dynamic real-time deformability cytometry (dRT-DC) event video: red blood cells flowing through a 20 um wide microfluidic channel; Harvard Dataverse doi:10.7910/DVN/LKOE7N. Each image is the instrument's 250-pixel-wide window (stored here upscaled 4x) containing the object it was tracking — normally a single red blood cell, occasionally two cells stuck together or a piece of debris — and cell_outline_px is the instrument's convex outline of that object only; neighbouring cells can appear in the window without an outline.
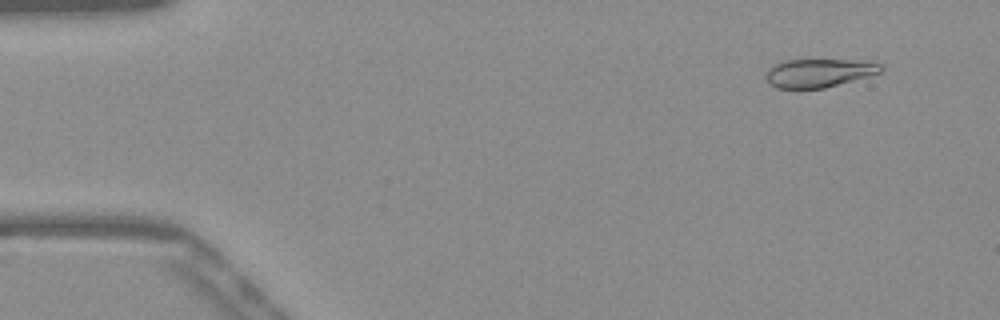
{"species": "Egyptian fruit bat (a non-hibernating species)", "species_latin": "Rousettus aegyptiacus", "temperature_condition": "warm", "stored_images_in_passage": 51, "camera_frame_rate_fps": 3000, "um_per_image_px": 0.085, "frame": {"image": 1, "passage_image": 4, "time_ms": 1.0, "image_size_px": [1000, 320], "cell_outline_px": [[884, 68], [880, 72], [868, 76], [824, 88], [776, 88], [768, 80], [764, 72], [768, 68], [784, 60], [868, 60], [884, 64]], "centroid_in_image_um": [69.65, 6.18], "position_along_channel_um": 15.3, "area_um2": 19.07}}
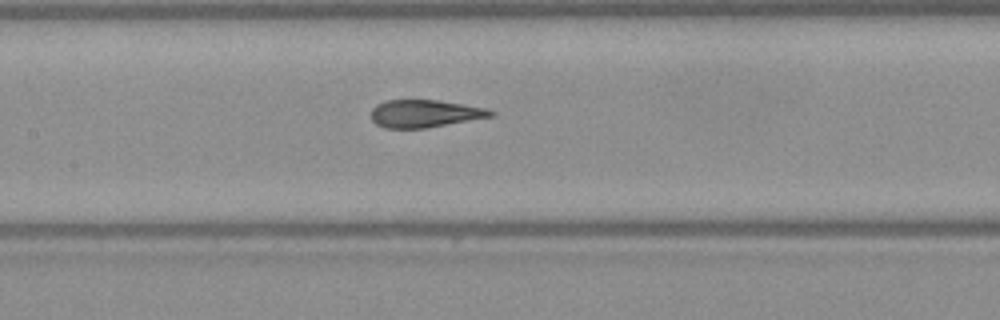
{"frame": {"image": 2, "passage_image": 24, "time_ms": 7.667, "image_size_px": [1000, 320], "cell_outline_px": [[496, 116], [424, 128], [384, 128], [376, 124], [372, 120], [372, 108], [376, 104], [384, 100], [440, 100], [488, 108], [496, 112]], "centroid_in_image_um": [36.14, 9.64], "position_along_channel_um": 171.3, "area_um2": 19.42}}
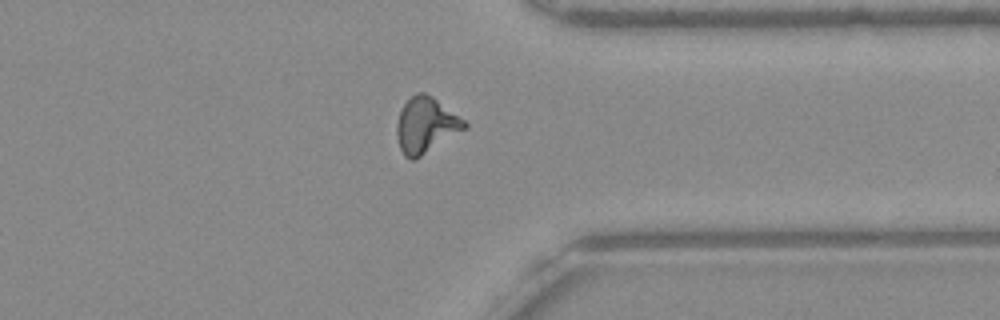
{"frame": {"image": 3, "passage_image": 40, "time_ms": 13.0, "image_size_px": [1000, 320], "cell_outline_px": [[468, 128], [416, 160], [412, 160], [404, 156], [400, 148], [396, 132], [396, 124], [400, 108], [416, 92], [424, 92], [432, 96], [464, 120], [468, 124]], "centroid_in_image_um": [36.19, 10.66], "position_along_channel_um": 375.2, "area_um2": 22.14}, "authors_computed_cell_mechanics": {"area_um2": 20.4034, "velocity_mm_per_s": 3.9096, "shape_relaxation_time_tau1_ms": 9.9397, "shape_relaxation_time_tau2_ms": 0.9612, "deformation_change_tau1": 0.2593, "deformation_change_tau2": 0.0574}}